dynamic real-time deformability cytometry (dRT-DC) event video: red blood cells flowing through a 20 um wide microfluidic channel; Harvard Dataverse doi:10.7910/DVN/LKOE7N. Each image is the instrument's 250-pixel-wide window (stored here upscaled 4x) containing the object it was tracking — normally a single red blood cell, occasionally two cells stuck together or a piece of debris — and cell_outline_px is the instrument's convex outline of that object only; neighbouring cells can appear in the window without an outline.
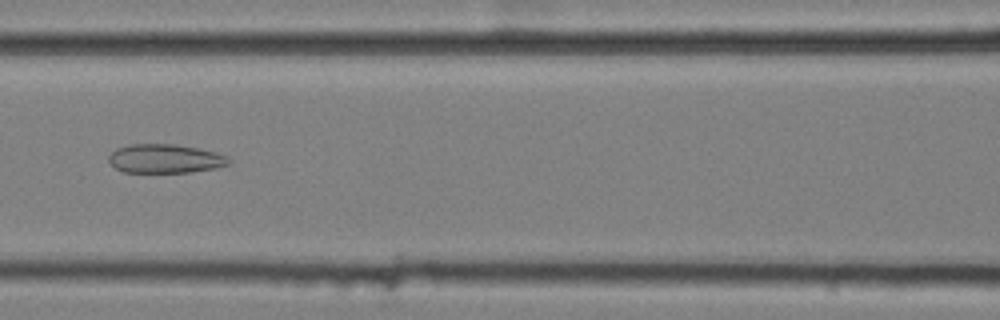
{"species": "common noctule bat (a hibernating species)", "species_latin": "Nyctalus noctula", "temperature_condition": "cold", "stored_images_in_passage": 8, "camera_frame_rate_fps": 3000, "um_per_image_px": 0.085, "animal": {"sex": "female", "body_mass_g": 25.1}, "frame": {"image": 1, "passage_image": 8, "time_ms": 2.333, "image_size_px": [1000, 320], "cell_outline_px": [[232, 164], [216, 168], [192, 172], [124, 172], [116, 168], [108, 160], [108, 156], [116, 148], [128, 144], [176, 144], [216, 152], [228, 156], [232, 160]], "centroid_in_image_um": [14.08, 13.48], "position_along_channel_um": 152.5, "area_um2": 20.4}}